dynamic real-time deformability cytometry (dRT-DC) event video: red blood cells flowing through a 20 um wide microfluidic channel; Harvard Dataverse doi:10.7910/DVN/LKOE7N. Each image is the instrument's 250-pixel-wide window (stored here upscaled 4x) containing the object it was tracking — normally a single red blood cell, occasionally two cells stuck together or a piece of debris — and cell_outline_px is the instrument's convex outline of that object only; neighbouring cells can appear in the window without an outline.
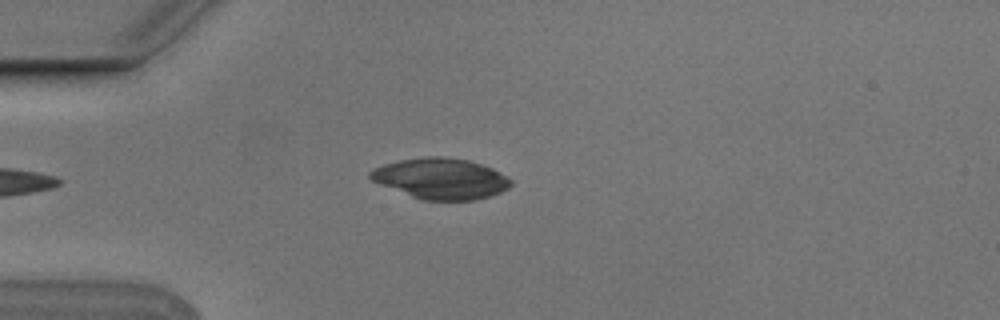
{"species": "Egyptian fruit bat (a non-hibernating species)", "species_latin": "Rousettus aegyptiacus", "temperature_condition": "cold", "stored_images_in_passage": 4, "camera_frame_rate_fps": 3000, "um_per_image_px": 0.085, "animal": {"sex": "male"}, "frame": {"image": 1, "passage_image": 4, "time_ms": 1.0, "image_size_px": [1000, 320], "cell_outline_px": [[512, 184], [508, 188], [500, 192], [476, 200], [420, 200], [380, 184], [372, 180], [368, 176], [368, 172], [384, 164], [400, 160], [428, 156], [440, 156], [468, 160], [492, 168], [512, 180]], "centroid_in_image_um": [37.46, 15.18], "position_along_channel_um": 47.5, "area_um2": 33.23}}